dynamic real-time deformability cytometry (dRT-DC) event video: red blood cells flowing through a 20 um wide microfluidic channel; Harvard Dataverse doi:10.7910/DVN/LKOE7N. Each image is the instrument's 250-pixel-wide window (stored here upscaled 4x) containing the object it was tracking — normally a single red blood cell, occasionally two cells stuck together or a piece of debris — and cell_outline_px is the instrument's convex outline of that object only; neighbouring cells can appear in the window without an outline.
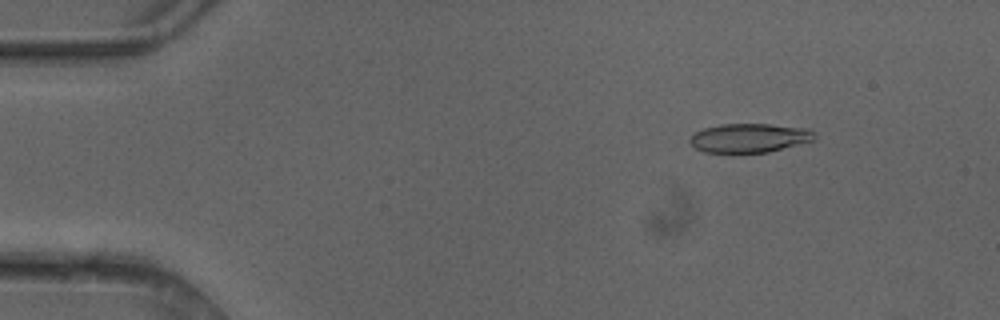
{"species": "common noctule bat (a hibernating species)", "species_latin": "Nyctalus noctula", "temperature_condition": "cold", "stored_images_in_passage": 4, "camera_frame_rate_fps": 3000, "um_per_image_px": 0.085, "animal": {"sex": "female"}, "frame": {"image": 1, "passage_image": 2, "time_ms": 0.333, "image_size_px": [1000, 320], "cell_outline_px": [[816, 136], [812, 140], [768, 152], [704, 152], [696, 148], [688, 140], [696, 132], [704, 128], [720, 124], [768, 124], [812, 128], [816, 132]], "centroid_in_image_um": [63.73, 11.71], "position_along_channel_um": 21.3, "area_um2": 20.92}}
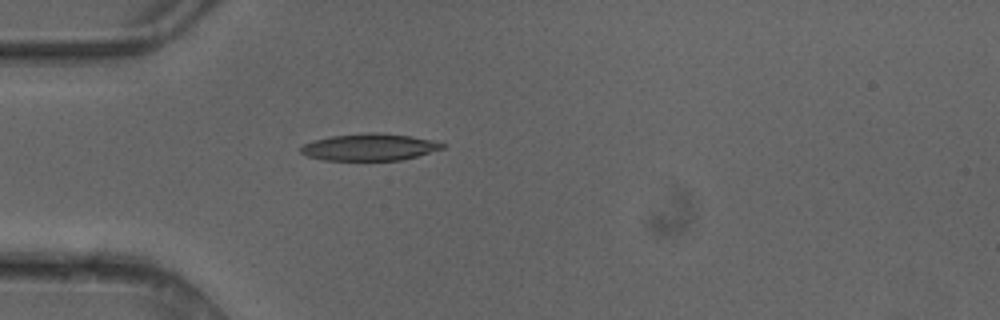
{"frame": {"image": 2, "passage_image": 4, "time_ms": 1.0, "image_size_px": [1000, 320], "cell_outline_px": [[444, 148], [416, 156], [400, 160], [324, 160], [308, 156], [300, 152], [300, 148], [304, 144], [312, 140], [332, 136], [368, 132], [380, 132], [412, 136], [432, 140], [444, 144]], "centroid_in_image_um": [31.39, 12.49], "position_along_channel_um": 53.6, "area_um2": 22.14}}